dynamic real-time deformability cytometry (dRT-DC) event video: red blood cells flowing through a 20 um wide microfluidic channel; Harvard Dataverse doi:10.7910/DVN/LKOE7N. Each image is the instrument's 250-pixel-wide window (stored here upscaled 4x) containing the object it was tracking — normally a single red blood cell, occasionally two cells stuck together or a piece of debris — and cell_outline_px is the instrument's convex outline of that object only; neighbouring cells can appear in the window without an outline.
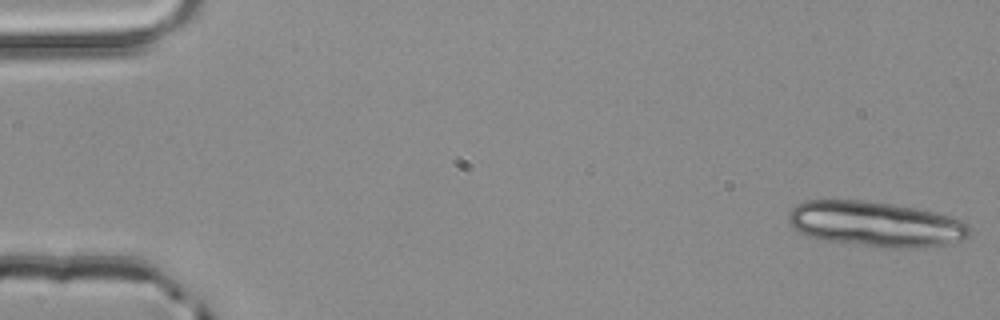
{"species": "common noctule bat (a hibernating species)", "species_latin": "Nyctalus noctula", "temperature_condition": "room temperature", "stored_images_in_passage": 4, "camera_frame_rate_fps": 3000, "um_per_image_px": 0.085, "animal": {"sex": "male", "body_mass_g": 20.4}, "frame": {"image": 1, "passage_image": 1, "time_ms": 0.0, "image_size_px": [1000, 320], "cell_outline_px": [[968, 236], [964, 240], [952, 244], [916, 248], [884, 248], [824, 240], [808, 236], [796, 232], [788, 224], [788, 212], [796, 204], [804, 200], [860, 200], [892, 204], [916, 208], [936, 212], [964, 220], [968, 224]], "centroid_in_image_um": [74.42, 19.05], "position_along_channel_um": 10.6, "area_um2": 48.44}}